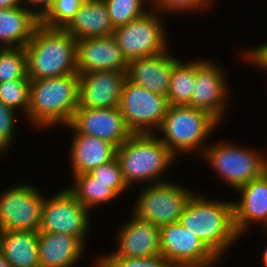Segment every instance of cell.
<instances>
[{
  "label": "cell",
  "instance_id": "cell-35",
  "mask_svg": "<svg viewBox=\"0 0 267 267\" xmlns=\"http://www.w3.org/2000/svg\"><path fill=\"white\" fill-rule=\"evenodd\" d=\"M241 55L243 60L249 61L248 63L252 66H256L265 72L267 71V43L258 45L256 48H249L243 51Z\"/></svg>",
  "mask_w": 267,
  "mask_h": 267
},
{
  "label": "cell",
  "instance_id": "cell-40",
  "mask_svg": "<svg viewBox=\"0 0 267 267\" xmlns=\"http://www.w3.org/2000/svg\"><path fill=\"white\" fill-rule=\"evenodd\" d=\"M267 236V235H266ZM263 255H262V265H263V267H267V246L264 248V250H263V253H262Z\"/></svg>",
  "mask_w": 267,
  "mask_h": 267
},
{
  "label": "cell",
  "instance_id": "cell-4",
  "mask_svg": "<svg viewBox=\"0 0 267 267\" xmlns=\"http://www.w3.org/2000/svg\"><path fill=\"white\" fill-rule=\"evenodd\" d=\"M116 157L128 187L168 181L164 172L177 159L155 133L132 134L116 149Z\"/></svg>",
  "mask_w": 267,
  "mask_h": 267
},
{
  "label": "cell",
  "instance_id": "cell-15",
  "mask_svg": "<svg viewBox=\"0 0 267 267\" xmlns=\"http://www.w3.org/2000/svg\"><path fill=\"white\" fill-rule=\"evenodd\" d=\"M126 79L125 71L103 70L80 74L78 107H119Z\"/></svg>",
  "mask_w": 267,
  "mask_h": 267
},
{
  "label": "cell",
  "instance_id": "cell-33",
  "mask_svg": "<svg viewBox=\"0 0 267 267\" xmlns=\"http://www.w3.org/2000/svg\"><path fill=\"white\" fill-rule=\"evenodd\" d=\"M152 7L160 13H195L208 10L201 0H152Z\"/></svg>",
  "mask_w": 267,
  "mask_h": 267
},
{
  "label": "cell",
  "instance_id": "cell-14",
  "mask_svg": "<svg viewBox=\"0 0 267 267\" xmlns=\"http://www.w3.org/2000/svg\"><path fill=\"white\" fill-rule=\"evenodd\" d=\"M73 133L97 137L116 149L133 133L125 124L119 107L93 109L78 107L67 126Z\"/></svg>",
  "mask_w": 267,
  "mask_h": 267
},
{
  "label": "cell",
  "instance_id": "cell-27",
  "mask_svg": "<svg viewBox=\"0 0 267 267\" xmlns=\"http://www.w3.org/2000/svg\"><path fill=\"white\" fill-rule=\"evenodd\" d=\"M112 26L126 25L152 8V0H103ZM149 7H147L148 5ZM146 6V7H145Z\"/></svg>",
  "mask_w": 267,
  "mask_h": 267
},
{
  "label": "cell",
  "instance_id": "cell-6",
  "mask_svg": "<svg viewBox=\"0 0 267 267\" xmlns=\"http://www.w3.org/2000/svg\"><path fill=\"white\" fill-rule=\"evenodd\" d=\"M210 143L201 158L236 191L267 171V156L257 150L227 141Z\"/></svg>",
  "mask_w": 267,
  "mask_h": 267
},
{
  "label": "cell",
  "instance_id": "cell-22",
  "mask_svg": "<svg viewBox=\"0 0 267 267\" xmlns=\"http://www.w3.org/2000/svg\"><path fill=\"white\" fill-rule=\"evenodd\" d=\"M64 29L76 40L111 36L114 31L103 0H85Z\"/></svg>",
  "mask_w": 267,
  "mask_h": 267
},
{
  "label": "cell",
  "instance_id": "cell-37",
  "mask_svg": "<svg viewBox=\"0 0 267 267\" xmlns=\"http://www.w3.org/2000/svg\"><path fill=\"white\" fill-rule=\"evenodd\" d=\"M23 6L22 0H0V9L15 8Z\"/></svg>",
  "mask_w": 267,
  "mask_h": 267
},
{
  "label": "cell",
  "instance_id": "cell-26",
  "mask_svg": "<svg viewBox=\"0 0 267 267\" xmlns=\"http://www.w3.org/2000/svg\"><path fill=\"white\" fill-rule=\"evenodd\" d=\"M194 60V61H193ZM196 59L188 62L178 59L172 69L167 100L170 106L190 104L194 90Z\"/></svg>",
  "mask_w": 267,
  "mask_h": 267
},
{
  "label": "cell",
  "instance_id": "cell-12",
  "mask_svg": "<svg viewBox=\"0 0 267 267\" xmlns=\"http://www.w3.org/2000/svg\"><path fill=\"white\" fill-rule=\"evenodd\" d=\"M226 80L220 64L206 58L196 59L194 90L188 106L209 113L221 123L229 105L230 86Z\"/></svg>",
  "mask_w": 267,
  "mask_h": 267
},
{
  "label": "cell",
  "instance_id": "cell-24",
  "mask_svg": "<svg viewBox=\"0 0 267 267\" xmlns=\"http://www.w3.org/2000/svg\"><path fill=\"white\" fill-rule=\"evenodd\" d=\"M0 252L12 267H40L38 231H0Z\"/></svg>",
  "mask_w": 267,
  "mask_h": 267
},
{
  "label": "cell",
  "instance_id": "cell-9",
  "mask_svg": "<svg viewBox=\"0 0 267 267\" xmlns=\"http://www.w3.org/2000/svg\"><path fill=\"white\" fill-rule=\"evenodd\" d=\"M168 107L167 97L125 80L119 108L125 124L133 134L156 133Z\"/></svg>",
  "mask_w": 267,
  "mask_h": 267
},
{
  "label": "cell",
  "instance_id": "cell-39",
  "mask_svg": "<svg viewBox=\"0 0 267 267\" xmlns=\"http://www.w3.org/2000/svg\"><path fill=\"white\" fill-rule=\"evenodd\" d=\"M0 267H12L1 252H0Z\"/></svg>",
  "mask_w": 267,
  "mask_h": 267
},
{
  "label": "cell",
  "instance_id": "cell-42",
  "mask_svg": "<svg viewBox=\"0 0 267 267\" xmlns=\"http://www.w3.org/2000/svg\"><path fill=\"white\" fill-rule=\"evenodd\" d=\"M264 230H265V232H267V224L264 226Z\"/></svg>",
  "mask_w": 267,
  "mask_h": 267
},
{
  "label": "cell",
  "instance_id": "cell-31",
  "mask_svg": "<svg viewBox=\"0 0 267 267\" xmlns=\"http://www.w3.org/2000/svg\"><path fill=\"white\" fill-rule=\"evenodd\" d=\"M89 174L103 183H112V189L120 196L131 188L127 186L119 160L115 156L109 162L102 164L98 168L92 169Z\"/></svg>",
  "mask_w": 267,
  "mask_h": 267
},
{
  "label": "cell",
  "instance_id": "cell-28",
  "mask_svg": "<svg viewBox=\"0 0 267 267\" xmlns=\"http://www.w3.org/2000/svg\"><path fill=\"white\" fill-rule=\"evenodd\" d=\"M30 81L15 79L0 83V101L9 108L18 110L19 115L22 113L25 119L29 110Z\"/></svg>",
  "mask_w": 267,
  "mask_h": 267
},
{
  "label": "cell",
  "instance_id": "cell-29",
  "mask_svg": "<svg viewBox=\"0 0 267 267\" xmlns=\"http://www.w3.org/2000/svg\"><path fill=\"white\" fill-rule=\"evenodd\" d=\"M29 79L25 47L0 48V83Z\"/></svg>",
  "mask_w": 267,
  "mask_h": 267
},
{
  "label": "cell",
  "instance_id": "cell-17",
  "mask_svg": "<svg viewBox=\"0 0 267 267\" xmlns=\"http://www.w3.org/2000/svg\"><path fill=\"white\" fill-rule=\"evenodd\" d=\"M128 61L113 35L77 40V73L125 71Z\"/></svg>",
  "mask_w": 267,
  "mask_h": 267
},
{
  "label": "cell",
  "instance_id": "cell-30",
  "mask_svg": "<svg viewBox=\"0 0 267 267\" xmlns=\"http://www.w3.org/2000/svg\"><path fill=\"white\" fill-rule=\"evenodd\" d=\"M85 0H53L51 8L40 19V24L48 28L64 29L75 17Z\"/></svg>",
  "mask_w": 267,
  "mask_h": 267
},
{
  "label": "cell",
  "instance_id": "cell-23",
  "mask_svg": "<svg viewBox=\"0 0 267 267\" xmlns=\"http://www.w3.org/2000/svg\"><path fill=\"white\" fill-rule=\"evenodd\" d=\"M40 19L24 6L0 9V48L25 47Z\"/></svg>",
  "mask_w": 267,
  "mask_h": 267
},
{
  "label": "cell",
  "instance_id": "cell-8",
  "mask_svg": "<svg viewBox=\"0 0 267 267\" xmlns=\"http://www.w3.org/2000/svg\"><path fill=\"white\" fill-rule=\"evenodd\" d=\"M159 14L152 7L144 15L114 29L113 36L128 62L170 49L162 14Z\"/></svg>",
  "mask_w": 267,
  "mask_h": 267
},
{
  "label": "cell",
  "instance_id": "cell-32",
  "mask_svg": "<svg viewBox=\"0 0 267 267\" xmlns=\"http://www.w3.org/2000/svg\"><path fill=\"white\" fill-rule=\"evenodd\" d=\"M17 111L9 108L0 101V156L7 154L15 141L16 125L18 124Z\"/></svg>",
  "mask_w": 267,
  "mask_h": 267
},
{
  "label": "cell",
  "instance_id": "cell-41",
  "mask_svg": "<svg viewBox=\"0 0 267 267\" xmlns=\"http://www.w3.org/2000/svg\"><path fill=\"white\" fill-rule=\"evenodd\" d=\"M209 9L212 6L213 0H201ZM210 5V6H209Z\"/></svg>",
  "mask_w": 267,
  "mask_h": 267
},
{
  "label": "cell",
  "instance_id": "cell-36",
  "mask_svg": "<svg viewBox=\"0 0 267 267\" xmlns=\"http://www.w3.org/2000/svg\"><path fill=\"white\" fill-rule=\"evenodd\" d=\"M52 3L53 0H22L23 6L35 13L39 19L47 13V11L51 8Z\"/></svg>",
  "mask_w": 267,
  "mask_h": 267
},
{
  "label": "cell",
  "instance_id": "cell-34",
  "mask_svg": "<svg viewBox=\"0 0 267 267\" xmlns=\"http://www.w3.org/2000/svg\"><path fill=\"white\" fill-rule=\"evenodd\" d=\"M113 267H176L163 255L147 258L104 257Z\"/></svg>",
  "mask_w": 267,
  "mask_h": 267
},
{
  "label": "cell",
  "instance_id": "cell-21",
  "mask_svg": "<svg viewBox=\"0 0 267 267\" xmlns=\"http://www.w3.org/2000/svg\"><path fill=\"white\" fill-rule=\"evenodd\" d=\"M73 135L69 150L72 176L89 173L116 156V148L109 142L80 133Z\"/></svg>",
  "mask_w": 267,
  "mask_h": 267
},
{
  "label": "cell",
  "instance_id": "cell-20",
  "mask_svg": "<svg viewBox=\"0 0 267 267\" xmlns=\"http://www.w3.org/2000/svg\"><path fill=\"white\" fill-rule=\"evenodd\" d=\"M40 267H74L86 249L77 237L38 231Z\"/></svg>",
  "mask_w": 267,
  "mask_h": 267
},
{
  "label": "cell",
  "instance_id": "cell-25",
  "mask_svg": "<svg viewBox=\"0 0 267 267\" xmlns=\"http://www.w3.org/2000/svg\"><path fill=\"white\" fill-rule=\"evenodd\" d=\"M72 178V185L66 188L90 211L99 205L110 203L119 196L112 189V183L97 181V178L89 173L74 175Z\"/></svg>",
  "mask_w": 267,
  "mask_h": 267
},
{
  "label": "cell",
  "instance_id": "cell-1",
  "mask_svg": "<svg viewBox=\"0 0 267 267\" xmlns=\"http://www.w3.org/2000/svg\"><path fill=\"white\" fill-rule=\"evenodd\" d=\"M179 223L219 260L241 238L234 227L233 201L209 200L196 192L189 198Z\"/></svg>",
  "mask_w": 267,
  "mask_h": 267
},
{
  "label": "cell",
  "instance_id": "cell-7",
  "mask_svg": "<svg viewBox=\"0 0 267 267\" xmlns=\"http://www.w3.org/2000/svg\"><path fill=\"white\" fill-rule=\"evenodd\" d=\"M131 214L161 228L179 221L194 191L173 181L142 185ZM184 186V187H183Z\"/></svg>",
  "mask_w": 267,
  "mask_h": 267
},
{
  "label": "cell",
  "instance_id": "cell-13",
  "mask_svg": "<svg viewBox=\"0 0 267 267\" xmlns=\"http://www.w3.org/2000/svg\"><path fill=\"white\" fill-rule=\"evenodd\" d=\"M160 253L176 267H213L221 261L179 221L160 228Z\"/></svg>",
  "mask_w": 267,
  "mask_h": 267
},
{
  "label": "cell",
  "instance_id": "cell-11",
  "mask_svg": "<svg viewBox=\"0 0 267 267\" xmlns=\"http://www.w3.org/2000/svg\"><path fill=\"white\" fill-rule=\"evenodd\" d=\"M45 194L35 185L14 184L0 194V231H39Z\"/></svg>",
  "mask_w": 267,
  "mask_h": 267
},
{
  "label": "cell",
  "instance_id": "cell-19",
  "mask_svg": "<svg viewBox=\"0 0 267 267\" xmlns=\"http://www.w3.org/2000/svg\"><path fill=\"white\" fill-rule=\"evenodd\" d=\"M237 190L241 199L233 201L234 227L242 237L251 224H267V171Z\"/></svg>",
  "mask_w": 267,
  "mask_h": 267
},
{
  "label": "cell",
  "instance_id": "cell-16",
  "mask_svg": "<svg viewBox=\"0 0 267 267\" xmlns=\"http://www.w3.org/2000/svg\"><path fill=\"white\" fill-rule=\"evenodd\" d=\"M119 230L115 238L116 249L103 257L147 258L161 254L160 228L152 223L132 214Z\"/></svg>",
  "mask_w": 267,
  "mask_h": 267
},
{
  "label": "cell",
  "instance_id": "cell-2",
  "mask_svg": "<svg viewBox=\"0 0 267 267\" xmlns=\"http://www.w3.org/2000/svg\"><path fill=\"white\" fill-rule=\"evenodd\" d=\"M79 104V74L30 81L26 121L34 129L67 126Z\"/></svg>",
  "mask_w": 267,
  "mask_h": 267
},
{
  "label": "cell",
  "instance_id": "cell-10",
  "mask_svg": "<svg viewBox=\"0 0 267 267\" xmlns=\"http://www.w3.org/2000/svg\"><path fill=\"white\" fill-rule=\"evenodd\" d=\"M89 213L65 187L52 197H44L39 231L68 234L86 245L91 226Z\"/></svg>",
  "mask_w": 267,
  "mask_h": 267
},
{
  "label": "cell",
  "instance_id": "cell-18",
  "mask_svg": "<svg viewBox=\"0 0 267 267\" xmlns=\"http://www.w3.org/2000/svg\"><path fill=\"white\" fill-rule=\"evenodd\" d=\"M179 58L170 55V50H165L156 55L131 60L128 63L127 79L152 93L166 97L172 69Z\"/></svg>",
  "mask_w": 267,
  "mask_h": 267
},
{
  "label": "cell",
  "instance_id": "cell-3",
  "mask_svg": "<svg viewBox=\"0 0 267 267\" xmlns=\"http://www.w3.org/2000/svg\"><path fill=\"white\" fill-rule=\"evenodd\" d=\"M25 50L30 80L77 73V40L65 29L40 24Z\"/></svg>",
  "mask_w": 267,
  "mask_h": 267
},
{
  "label": "cell",
  "instance_id": "cell-38",
  "mask_svg": "<svg viewBox=\"0 0 267 267\" xmlns=\"http://www.w3.org/2000/svg\"><path fill=\"white\" fill-rule=\"evenodd\" d=\"M93 267H113L103 256H99L93 263Z\"/></svg>",
  "mask_w": 267,
  "mask_h": 267
},
{
  "label": "cell",
  "instance_id": "cell-5",
  "mask_svg": "<svg viewBox=\"0 0 267 267\" xmlns=\"http://www.w3.org/2000/svg\"><path fill=\"white\" fill-rule=\"evenodd\" d=\"M220 123L209 113L185 106H170L160 126L158 138L178 157L194 152L202 155L205 141ZM209 136V137H208ZM186 153V154H185Z\"/></svg>",
  "mask_w": 267,
  "mask_h": 267
}]
</instances>
